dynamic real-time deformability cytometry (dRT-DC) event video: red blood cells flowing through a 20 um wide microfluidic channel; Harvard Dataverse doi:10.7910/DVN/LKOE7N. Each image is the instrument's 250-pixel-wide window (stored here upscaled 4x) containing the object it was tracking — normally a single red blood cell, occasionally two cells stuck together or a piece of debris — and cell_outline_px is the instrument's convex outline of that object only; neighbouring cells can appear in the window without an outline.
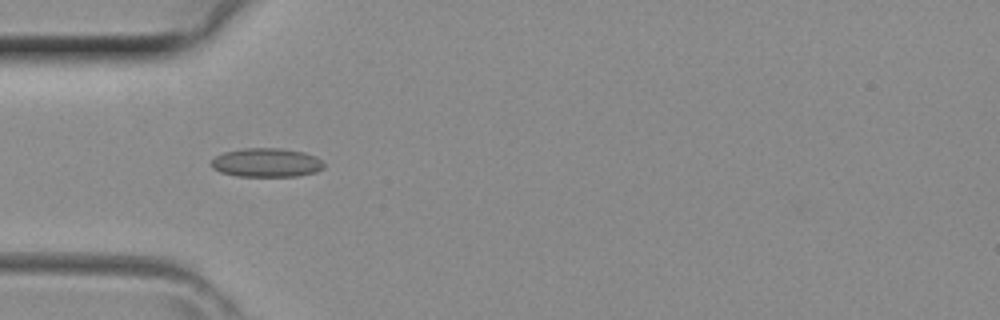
{"species": "common noctule bat (a hibernating species)", "species_latin": "Nyctalus noctula", "temperature_condition": "room temperature", "stored_images_in_passage": 33, "camera_frame_rate_fps": 3000, "um_per_image_px": 0.085, "animal": {"sex": "female", "body_mass_g": 29.2, "forearm_length_mm": 56.3}, "frame": {"image": 1, "passage_image": 4, "time_ms": 1.0, "image_size_px": [1000, 320], "cell_outline_px": [[324, 168], [316, 172], [296, 176], [236, 176], [220, 172], [212, 168], [212, 160], [216, 156], [224, 152], [244, 148], [280, 148], [304, 152], [316, 156], [324, 164]], "centroid_in_image_um": [22.66, 13.82], "position_along_channel_um": 62.3, "area_um2": 18.96}}
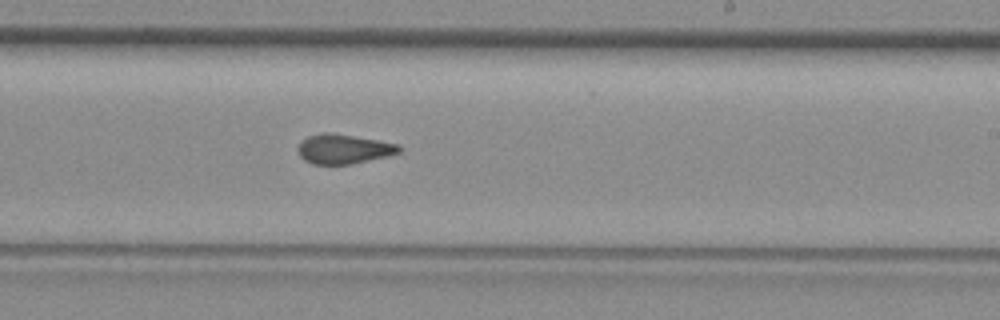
{"frame": {"image": 2, "passage_image": 16, "time_ms": 5.0, "image_size_px": [1000, 320], "cell_outline_px": [[404, 148], [400, 152], [388, 156], [352, 164], [312, 164], [304, 160], [300, 156], [296, 148], [308, 136], [328, 132], [400, 144]], "centroid_in_image_um": [29.24, 12.68], "position_along_channel_um": 259.8, "area_um2": 17.34}}
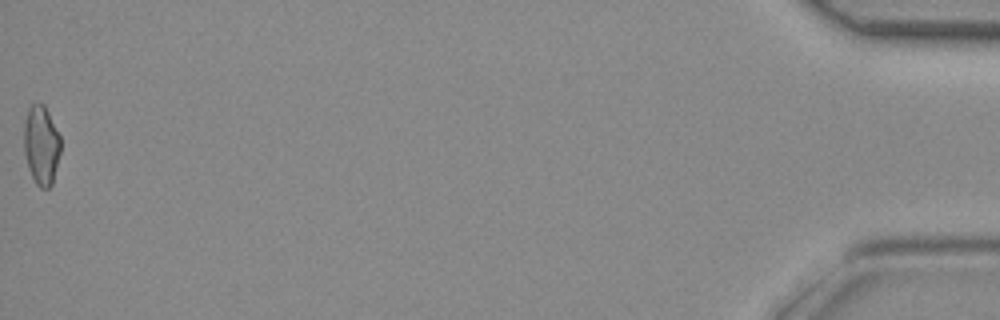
{"frame": {"image": 3, "passage_image": 33, "time_ms": 10.667, "image_size_px": [1000, 320], "cell_outline_px": [[60, 152], [52, 184], [48, 188], [40, 188], [36, 184], [28, 168], [24, 152], [24, 124], [28, 108], [32, 104], [44, 104], [60, 136]], "centroid_in_image_um": [3.5, 12.34], "position_along_channel_um": 431.7, "area_um2": 16.82}}